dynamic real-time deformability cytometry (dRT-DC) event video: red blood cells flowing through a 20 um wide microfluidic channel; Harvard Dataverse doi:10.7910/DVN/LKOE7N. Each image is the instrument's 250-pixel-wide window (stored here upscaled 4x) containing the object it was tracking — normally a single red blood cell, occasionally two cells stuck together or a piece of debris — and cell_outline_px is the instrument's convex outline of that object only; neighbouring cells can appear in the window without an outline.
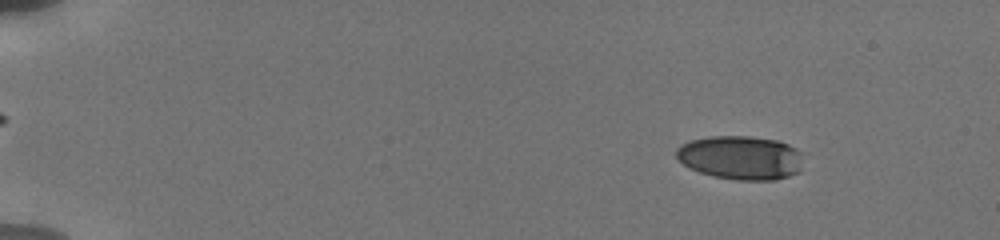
{"species": "human", "species_latin": "Homo sapiens", "temperature_condition": "cold", "stored_images_in_passage": 13, "camera_frame_rate_fps": 3000, "um_per_image_px": 0.085, "donor": {"sex": "male"}, "frame": {"image": 1, "passage_image": 3, "time_ms": 1.667, "image_size_px": [1000, 240], "cell_outline_px": [[800, 152], [796, 172], [788, 176], [776, 180], [736, 180], [712, 176], [700, 172], [684, 164], [676, 156], [676, 148], [680, 144], [692, 140], [708, 136], [748, 136], [776, 140], [788, 144], [796, 148]], "centroid_in_image_um": [62.89, 13.39], "position_along_channel_um": 22.1, "area_um2": 32.02}}
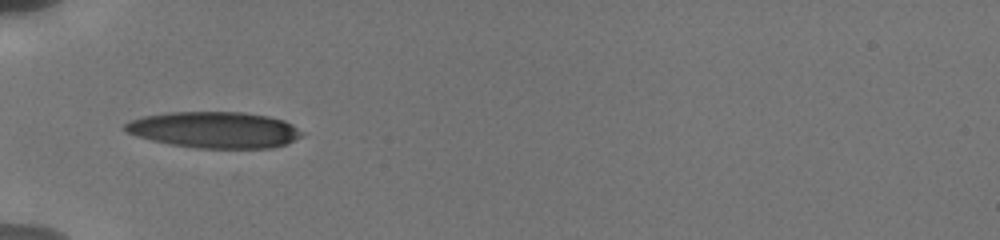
{"frame": {"image": 2, "passage_image": 12, "time_ms": 6.0, "image_size_px": [1000, 240], "cell_outline_px": [[308, 132], [304, 136], [284, 144], [272, 148], [196, 148], [168, 144], [136, 136], [128, 132], [124, 128], [124, 124], [132, 120], [144, 116], [168, 112], [244, 112], [268, 116], [284, 120]], "centroid_in_image_um": [18.3, 11.04], "position_along_channel_um": 66.7, "area_um2": 37.63}}